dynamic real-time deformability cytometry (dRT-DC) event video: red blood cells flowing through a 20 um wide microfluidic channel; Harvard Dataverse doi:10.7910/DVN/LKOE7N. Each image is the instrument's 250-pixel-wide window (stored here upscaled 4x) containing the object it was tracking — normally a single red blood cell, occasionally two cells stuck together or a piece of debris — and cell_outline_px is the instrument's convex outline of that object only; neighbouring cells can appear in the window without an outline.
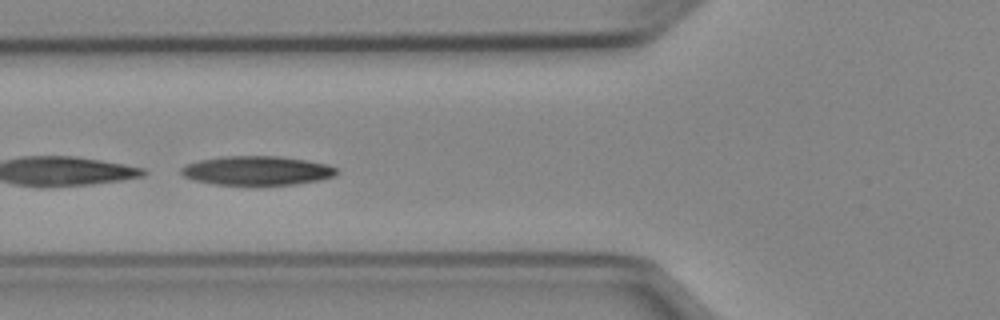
{"species": "Egyptian fruit bat (a non-hibernating species)", "species_latin": "Rousettus aegyptiacus", "temperature_condition": "cold", "stored_images_in_passage": 49, "camera_frame_rate_fps": 3000, "um_per_image_px": 0.085, "animal": {"sex": "female"}, "frame": {"image": 1, "passage_image": 18, "time_ms": 5.667, "image_size_px": [1000, 320], "cell_outline_px": [[340, 172], [332, 176], [320, 180], [296, 184], [216, 184], [196, 180], [184, 176], [180, 172], [180, 168], [184, 164], [200, 160], [220, 156], [280, 156], [308, 160], [328, 164], [336, 168]], "centroid_in_image_um": [21.86, 14.48], "position_along_channel_um": 103.9, "area_um2": 26.3}}